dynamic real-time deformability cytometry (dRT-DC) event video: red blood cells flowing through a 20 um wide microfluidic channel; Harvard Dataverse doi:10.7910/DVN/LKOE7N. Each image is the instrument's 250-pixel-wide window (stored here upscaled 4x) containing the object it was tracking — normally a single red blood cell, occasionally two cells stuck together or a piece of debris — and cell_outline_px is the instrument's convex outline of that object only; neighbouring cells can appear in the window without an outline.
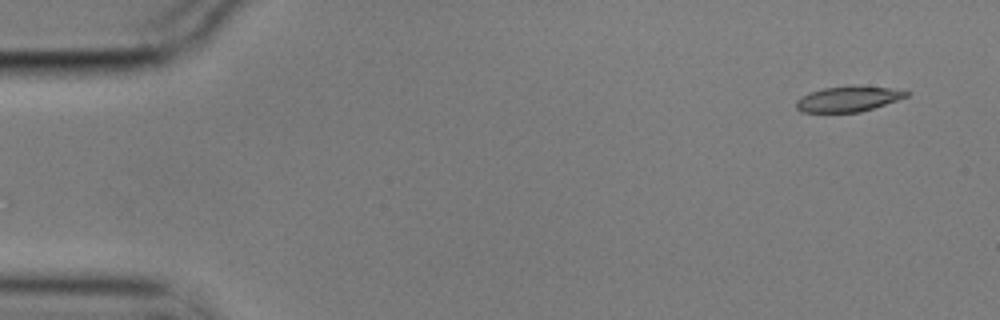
{"species": "common noctule bat (a hibernating species)", "species_latin": "Nyctalus noctula", "temperature_condition": "cold", "stored_images_in_passage": 12, "camera_frame_rate_fps": 3000, "um_per_image_px": 0.085, "animal": {"sex": "male", "body_mass_g": 17.9}, "frame": {"image": 1, "passage_image": 1, "time_ms": 0.0, "image_size_px": [1000, 320], "cell_outline_px": [[912, 92], [908, 96], [860, 112], [800, 112], [796, 108], [796, 100], [812, 92], [824, 88], [852, 84], [888, 88]], "centroid_in_image_um": [72.1, 8.39], "position_along_channel_um": 12.9, "area_um2": 16.24}}